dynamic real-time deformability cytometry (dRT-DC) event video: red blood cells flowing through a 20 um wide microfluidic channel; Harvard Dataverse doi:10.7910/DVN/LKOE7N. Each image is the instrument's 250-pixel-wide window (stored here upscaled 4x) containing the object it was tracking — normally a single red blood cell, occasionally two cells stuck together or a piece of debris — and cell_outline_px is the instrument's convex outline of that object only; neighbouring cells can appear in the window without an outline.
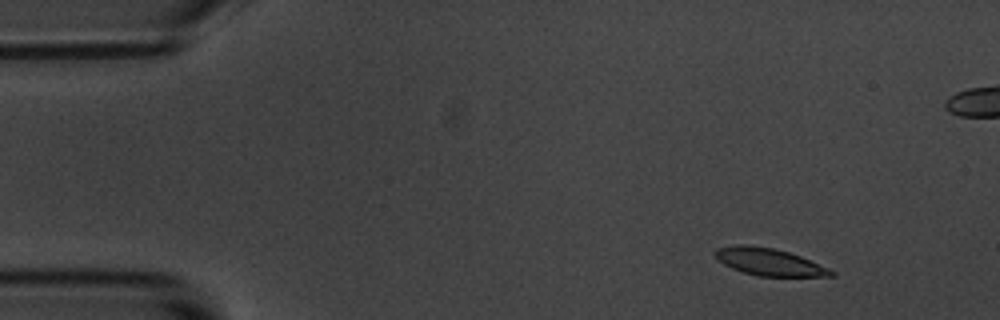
{"species": "common noctule bat (a hibernating species)", "species_latin": "Nyctalus noctula", "temperature_condition": "room temperature", "stored_images_in_passage": 5, "camera_frame_rate_fps": 3000, "um_per_image_px": 0.085, "animal": {"sex": "male", "body_mass_g": 20.1, "forearm_length_mm": 53.5}, "frame": {"image": 1, "passage_image": 1, "time_ms": 0.0, "image_size_px": [1000, 320], "cell_outline_px": [[836, 276], [756, 276], [732, 268], [724, 264], [712, 252], [716, 248], [736, 244], [744, 244], [772, 248], [788, 252], [800, 256], [828, 268], [836, 272]], "centroid_in_image_um": [65.36, 22.26], "position_along_channel_um": 19.6, "area_um2": 18.26}}